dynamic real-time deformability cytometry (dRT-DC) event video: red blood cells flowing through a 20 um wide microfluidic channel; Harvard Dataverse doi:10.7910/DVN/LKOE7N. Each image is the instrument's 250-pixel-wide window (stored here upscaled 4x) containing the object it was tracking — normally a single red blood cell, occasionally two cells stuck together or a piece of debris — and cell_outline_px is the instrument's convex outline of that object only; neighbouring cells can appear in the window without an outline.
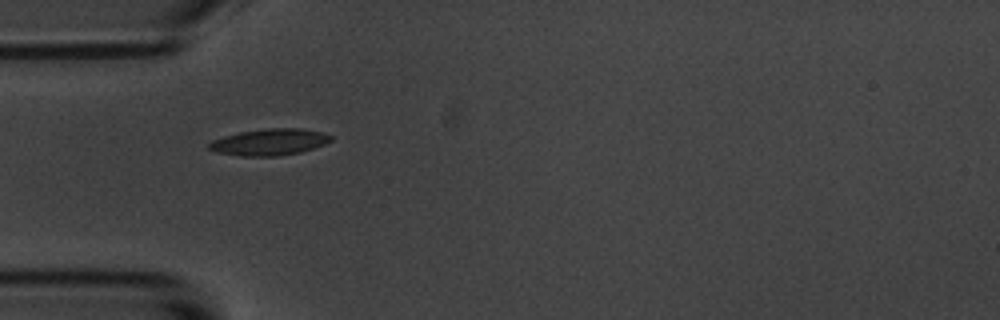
{"species": "common noctule bat (a hibernating species)", "species_latin": "Nyctalus noctula", "temperature_condition": "room temperature", "stored_images_in_passage": 6, "camera_frame_rate_fps": 3000, "um_per_image_px": 0.085, "animal": {"sex": "male", "body_mass_g": 20.1, "forearm_length_mm": 53.5}, "frame": {"image": 1, "passage_image": 5, "time_ms": 4.667, "image_size_px": [1000, 320], "cell_outline_px": [[332, 140], [324, 144], [300, 152], [276, 156], [240, 156], [216, 152], [208, 148], [208, 144], [212, 140], [224, 136], [240, 132], [268, 128], [300, 128], [320, 132], [332, 136]], "centroid_in_image_um": [22.88, 12.07], "position_along_channel_um": 62.1, "area_um2": 18.67}}